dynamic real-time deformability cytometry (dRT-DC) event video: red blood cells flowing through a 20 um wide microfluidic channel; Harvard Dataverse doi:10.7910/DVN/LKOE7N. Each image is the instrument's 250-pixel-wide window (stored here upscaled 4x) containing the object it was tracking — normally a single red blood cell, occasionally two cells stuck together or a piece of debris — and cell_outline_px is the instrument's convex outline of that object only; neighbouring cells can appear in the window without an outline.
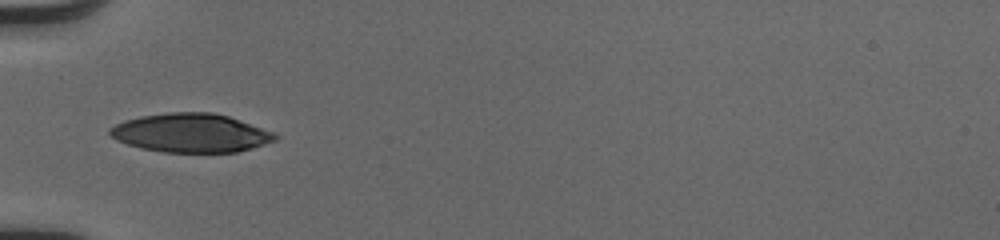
{"species": "human", "species_latin": "Homo sapiens", "temperature_condition": "cold", "stored_images_in_passage": 34, "camera_frame_rate_fps": 3000, "um_per_image_px": 0.085, "donor": {"sex": "male"}, "frame": {"image": 1, "passage_image": 1, "time_ms": 0.0, "image_size_px": [1000, 240], "cell_outline_px": [[280, 136], [276, 140], [252, 148], [236, 152], [164, 152], [140, 148], [116, 140], [108, 132], [108, 128], [124, 120], [140, 116], [168, 112], [212, 112], [228, 116], [272, 132]], "centroid_in_image_um": [16.19, 11.3], "position_along_channel_um": 68.8, "area_um2": 37.22}}
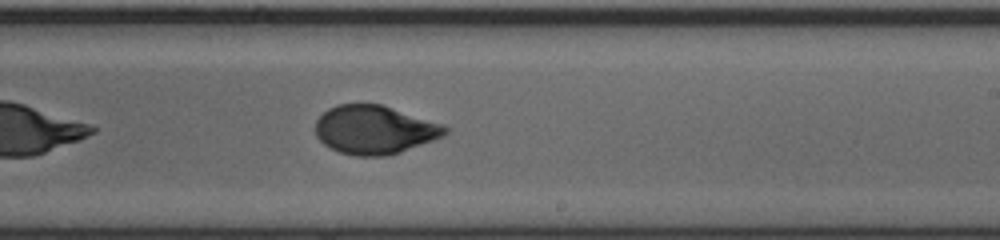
{"frame": {"image": 2, "passage_image": 15, "time_ms": 4.667, "image_size_px": [1000, 240], "cell_outline_px": [[448, 132], [444, 136], [400, 152], [388, 156], [356, 156], [340, 152], [324, 144], [316, 136], [316, 120], [328, 108], [336, 104], [380, 104], [440, 124], [448, 128]], "centroid_in_image_um": [31.8, 11.04], "position_along_channel_um": 257.2, "area_um2": 36.3}}
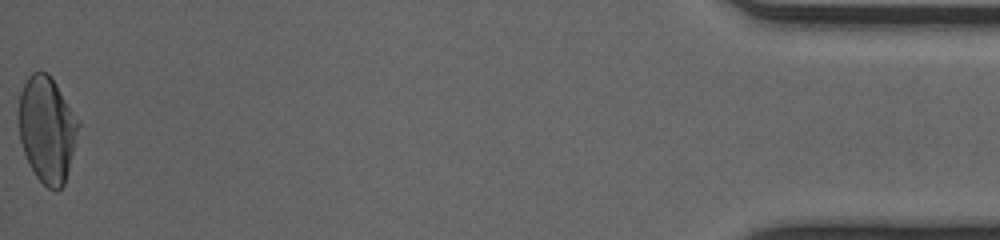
{"frame": {"image": 3, "passage_image": 34, "time_ms": 11.0, "image_size_px": [1000, 240], "cell_outline_px": [[80, 124], [64, 184], [56, 192], [48, 188], [36, 176], [24, 152], [20, 140], [20, 92], [28, 76], [32, 72], [48, 72], [80, 120]], "centroid_in_image_um": [4.02, 10.98], "position_along_channel_um": 431.2, "area_um2": 36.36}, "authors_computed_cell_mechanics": {"area_um2": 37.1365, "velocity_mm_per_s": 4.0992, "shape_relaxation_time_tau1_ms": 4.2312, "shape_relaxation_time_tau2_ms": 0.8304, "deformation_change_tau1": 0.1916, "deformation_change_tau2": 0.0508}}